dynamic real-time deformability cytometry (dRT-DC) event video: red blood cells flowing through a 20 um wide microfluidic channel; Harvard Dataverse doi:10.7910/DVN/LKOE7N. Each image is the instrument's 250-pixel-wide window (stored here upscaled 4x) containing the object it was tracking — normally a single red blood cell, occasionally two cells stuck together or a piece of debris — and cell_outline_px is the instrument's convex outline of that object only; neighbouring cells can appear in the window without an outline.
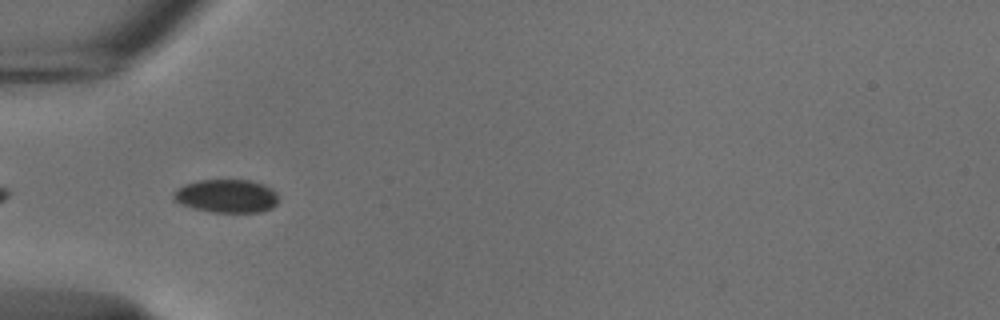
{"species": "common noctule bat (a hibernating species)", "species_latin": "Nyctalus noctula", "temperature_condition": "cold", "stored_images_in_passage": 6, "camera_frame_rate_fps": 3000, "um_per_image_px": 0.085, "animal": {"sex": "male", "body_mass_g": 18.8}, "frame": {"image": 1, "passage_image": 3, "time_ms": 0.667, "image_size_px": [1000, 320], "cell_outline_px": [[276, 204], [272, 208], [260, 212], [208, 212], [180, 204], [172, 196], [172, 192], [184, 184], [200, 180], [248, 180], [264, 184], [272, 188], [276, 192]], "centroid_in_image_um": [19.24, 16.66], "position_along_channel_um": 65.8, "area_um2": 20.4}}